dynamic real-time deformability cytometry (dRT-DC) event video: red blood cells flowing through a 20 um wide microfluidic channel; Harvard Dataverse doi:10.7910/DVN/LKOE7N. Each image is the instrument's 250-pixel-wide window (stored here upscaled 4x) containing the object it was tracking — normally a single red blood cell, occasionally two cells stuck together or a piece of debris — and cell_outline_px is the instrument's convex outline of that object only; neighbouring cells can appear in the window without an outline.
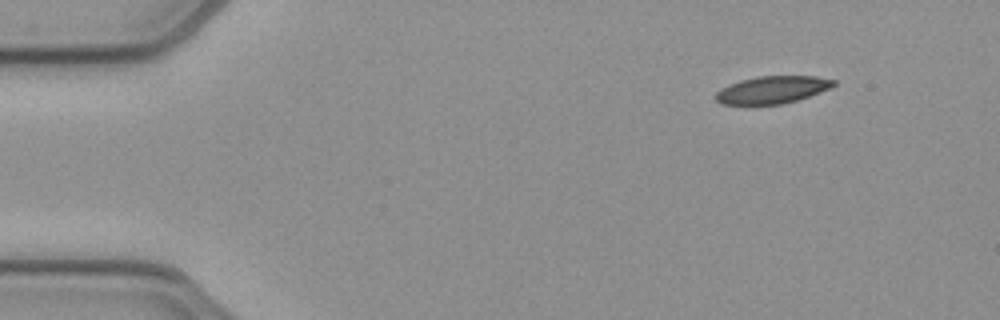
{"species": "common noctule bat (a hibernating species)", "species_latin": "Nyctalus noctula", "temperature_condition": "cold", "stored_images_in_passage": 47, "camera_frame_rate_fps": 3000, "um_per_image_px": 0.085, "animal": {"sex": "female", "body_mass_g": 21.9}, "frame": {"image": 1, "passage_image": 1, "time_ms": 0.0, "image_size_px": [1000, 320], "cell_outline_px": [[836, 84], [832, 88], [796, 100], [780, 104], [720, 104], [716, 100], [716, 92], [740, 80], [756, 76], [816, 76], [836, 80]], "centroid_in_image_um": [65.69, 7.62], "position_along_channel_um": 19.3, "area_um2": 18.61}}
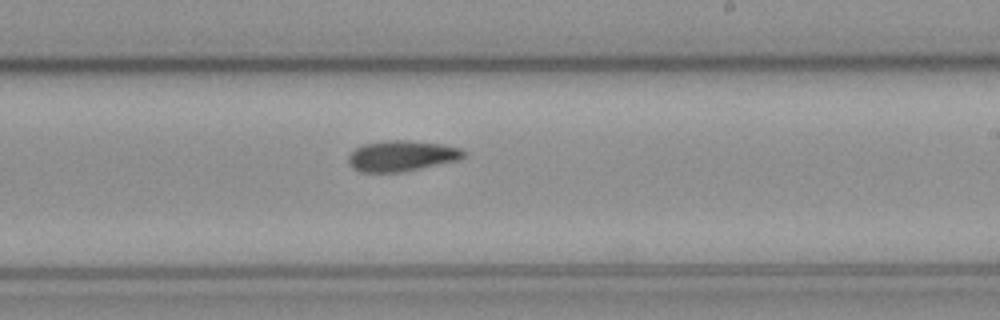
{"frame": {"image": 2, "passage_image": 26, "time_ms": 8.333, "image_size_px": [1000, 320], "cell_outline_px": [[468, 156], [460, 160], [404, 172], [360, 172], [352, 168], [348, 164], [348, 156], [356, 148], [364, 144], [384, 140], [408, 140], [440, 144], [460, 148], [468, 152]], "centroid_in_image_um": [34.18, 13.26], "position_along_channel_um": 254.8, "area_um2": 20.98}}
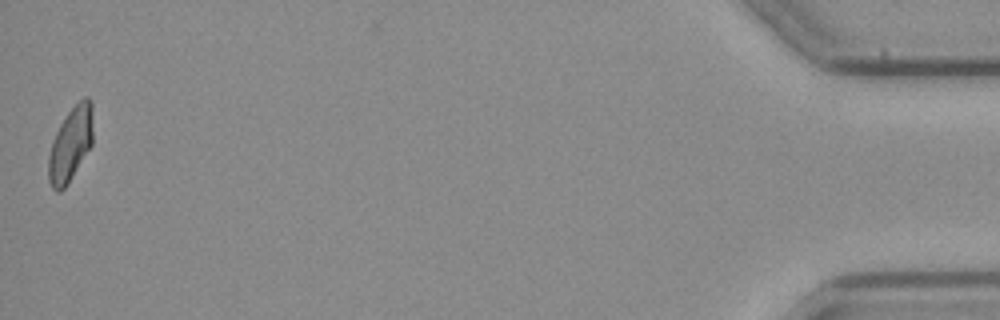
{"frame": {"image": 3, "passage_image": 47, "time_ms": 15.333, "image_size_px": [1000, 320], "cell_outline_px": [[92, 144], [68, 184], [60, 192], [56, 192], [52, 188], [48, 180], [48, 156], [52, 140], [60, 124], [68, 112], [84, 96], [88, 96], [92, 100]], "centroid_in_image_um": [5.99, 12.27], "position_along_channel_um": 429.2, "area_um2": 19.31}, "authors_computed_cell_mechanics": {"area_um2": 20.2878, "velocity_mm_per_s": 3.9207, "shape_relaxation_time_tau1_ms": 6.9219, "shape_relaxation_time_tau2_ms": null, "deformation_change_tau1": 0.1676, "deformation_change_tau2": null}}